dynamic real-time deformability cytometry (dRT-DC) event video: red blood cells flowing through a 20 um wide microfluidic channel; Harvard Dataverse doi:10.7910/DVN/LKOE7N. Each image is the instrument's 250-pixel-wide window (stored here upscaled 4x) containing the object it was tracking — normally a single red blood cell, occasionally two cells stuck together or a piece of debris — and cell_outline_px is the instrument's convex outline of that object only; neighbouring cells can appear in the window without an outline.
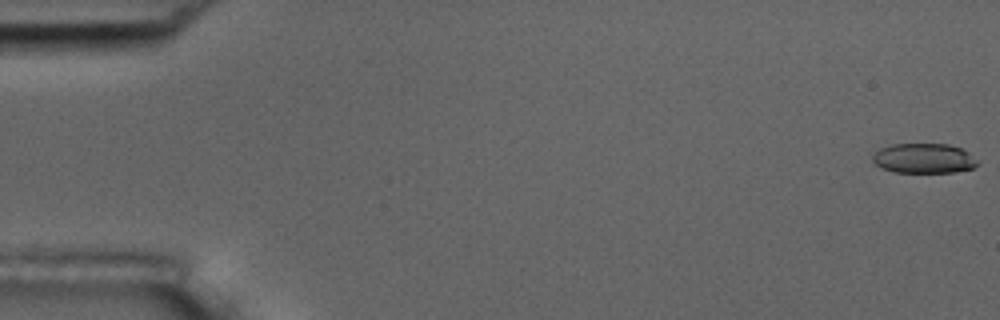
{"species": "common noctule bat (a hibernating species)", "species_latin": "Nyctalus noctula", "temperature_condition": "room temperature", "stored_images_in_passage": 3, "camera_frame_rate_fps": 3000, "um_per_image_px": 0.085, "animal": {"sex": "male", "body_mass_g": 17.5, "forearm_length_mm": 52.3}, "frame": {"image": 1, "passage_image": 1, "time_ms": 0.0, "image_size_px": [1000, 320], "cell_outline_px": [[980, 164], [972, 168], [952, 172], [892, 172], [876, 164], [872, 160], [872, 156], [880, 148], [892, 144], [948, 144], [960, 148], [968, 152], [980, 160]], "centroid_in_image_um": [78.56, 13.46], "position_along_channel_um": 6.4, "area_um2": 18.26}}